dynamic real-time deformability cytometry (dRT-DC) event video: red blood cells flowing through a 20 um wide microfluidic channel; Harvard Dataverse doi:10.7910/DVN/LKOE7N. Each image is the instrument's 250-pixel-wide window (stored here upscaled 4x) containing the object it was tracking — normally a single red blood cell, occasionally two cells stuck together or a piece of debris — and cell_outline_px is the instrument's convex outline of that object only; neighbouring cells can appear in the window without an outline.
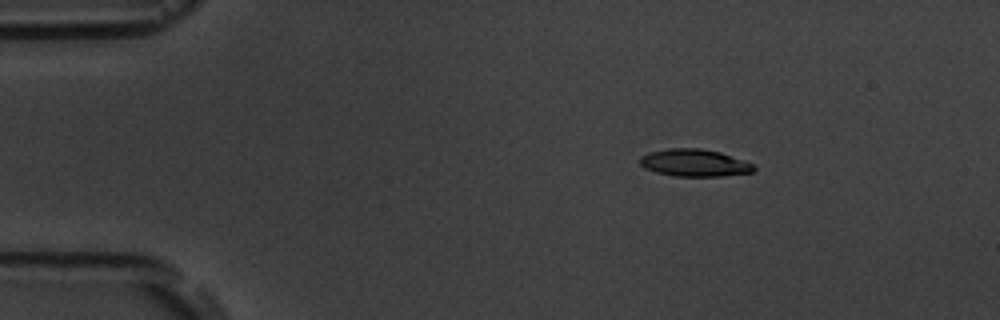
{"species": "common noctule bat (a hibernating species)", "species_latin": "Nyctalus noctula", "temperature_condition": "room temperature", "stored_images_in_passage": 5, "camera_frame_rate_fps": 3000, "um_per_image_px": 0.085, "animal": {"sex": "male", "body_mass_g": 19.5, "forearm_length_mm": 54.6}, "frame": {"image": 1, "passage_image": 2, "time_ms": 1.333, "image_size_px": [1000, 320], "cell_outline_px": [[756, 168], [752, 172], [724, 176], [672, 176], [656, 172], [644, 168], [640, 164], [640, 156], [648, 152], [668, 148], [700, 148], [720, 152], [756, 164]], "centroid_in_image_um": [59.03, 13.84], "position_along_channel_um": 26.0, "area_um2": 18.32}}
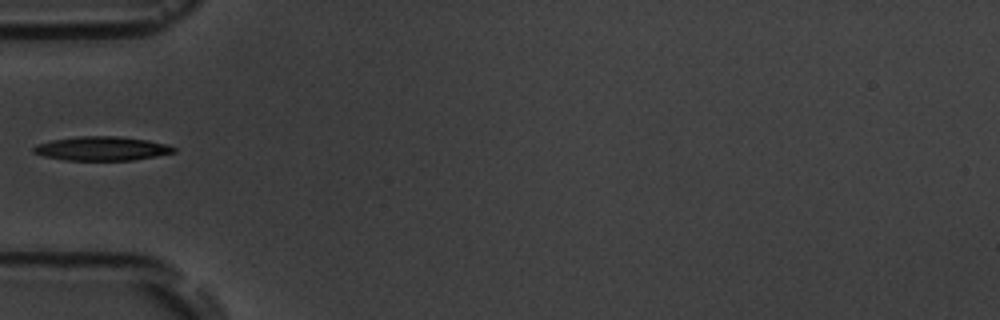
{"frame": {"image": 2, "passage_image": 5, "time_ms": 4.667, "image_size_px": [1000, 320], "cell_outline_px": [[176, 152], [156, 156], [132, 160], [64, 160], [44, 156], [32, 152], [32, 148], [36, 144], [52, 140], [76, 136], [120, 136], [148, 140], [168, 144], [176, 148]], "centroid_in_image_um": [8.65, 12.62], "position_along_channel_um": 76.3, "area_um2": 19.77}}